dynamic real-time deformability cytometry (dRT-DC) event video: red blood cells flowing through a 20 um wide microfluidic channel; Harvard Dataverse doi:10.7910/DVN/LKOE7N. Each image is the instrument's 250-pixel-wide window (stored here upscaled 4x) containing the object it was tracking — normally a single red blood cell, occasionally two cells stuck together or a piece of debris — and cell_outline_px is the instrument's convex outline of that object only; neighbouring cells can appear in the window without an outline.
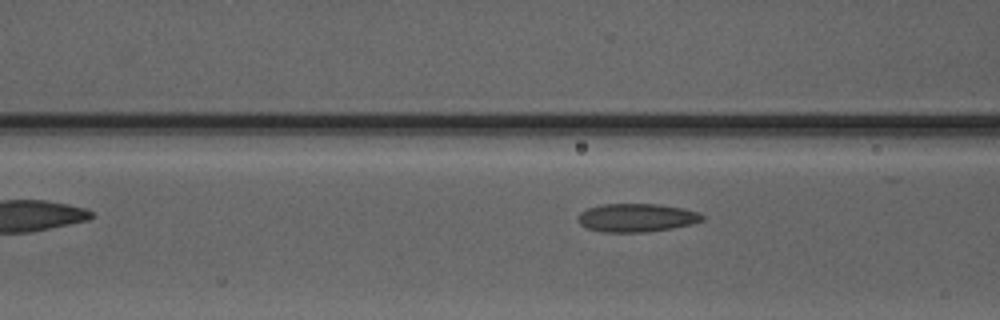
{"species": "Egyptian fruit bat (a non-hibernating species)", "species_latin": "Rousettus aegyptiacus", "temperature_condition": "warm", "stored_images_in_passage": 7, "camera_frame_rate_fps": 3000, "um_per_image_px": 0.085, "animal": {"sex": "male"}, "frame": {"image": 1, "passage_image": 6, "time_ms": 6.667, "image_size_px": [1000, 320], "cell_outline_px": [[704, 220], [692, 224], [672, 228], [648, 232], [600, 232], [588, 228], [580, 224], [576, 220], [576, 216], [580, 212], [588, 208], [600, 204], [660, 204], [684, 208], [700, 212], [704, 216]], "centroid_in_image_um": [54.11, 18.5], "position_along_channel_um": 112.5, "area_um2": 20.87}}
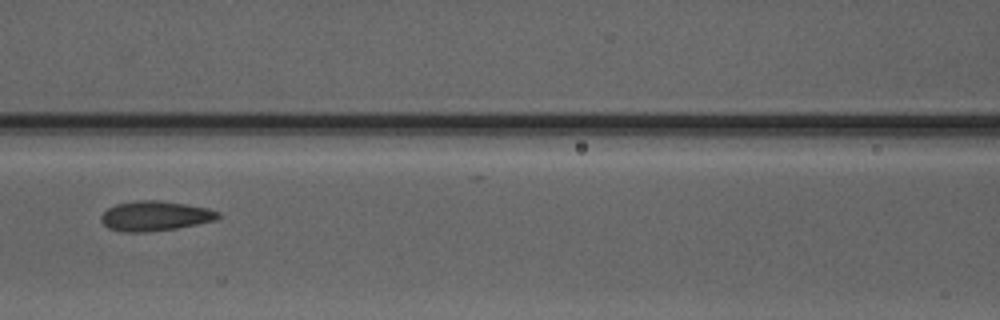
{"frame": {"image": 2, "passage_image": 7, "time_ms": 7.667, "image_size_px": [1000, 320], "cell_outline_px": [[220, 216], [216, 220], [176, 228], [148, 232], [124, 232], [108, 228], [100, 220], [100, 216], [108, 208], [116, 204], [136, 200], [160, 200], [208, 208], [220, 212]], "centroid_in_image_um": [13.16, 18.35], "position_along_channel_um": 153.4, "area_um2": 20.35}}